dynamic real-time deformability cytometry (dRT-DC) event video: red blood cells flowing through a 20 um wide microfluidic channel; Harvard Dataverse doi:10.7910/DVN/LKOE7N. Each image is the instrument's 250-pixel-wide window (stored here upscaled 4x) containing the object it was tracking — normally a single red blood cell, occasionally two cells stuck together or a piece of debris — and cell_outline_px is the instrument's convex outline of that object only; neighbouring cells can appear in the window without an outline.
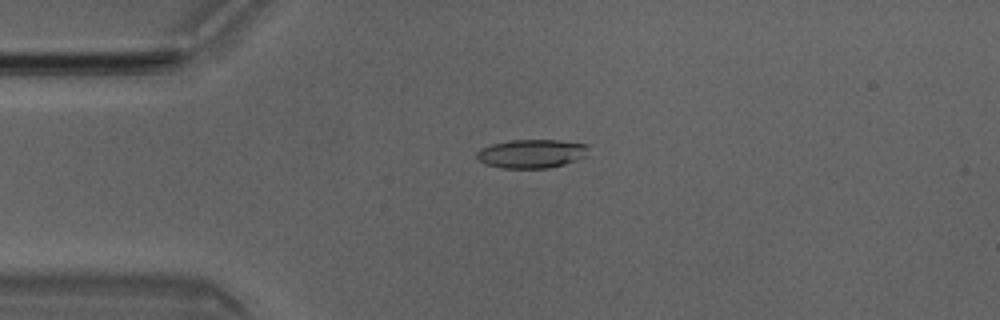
{"species": "Egyptian fruit bat (a non-hibernating species)", "species_latin": "Rousettus aegyptiacus", "temperature_condition": "room temperature", "stored_images_in_passage": 47, "camera_frame_rate_fps": 3000, "um_per_image_px": 0.085, "animal": {"sex": "male"}, "frame": {"image": 1, "passage_image": 8, "time_ms": 2.333, "image_size_px": [1000, 320], "cell_outline_px": [[588, 156], [564, 164], [548, 168], [500, 168], [484, 164], [476, 160], [476, 152], [480, 148], [492, 144], [512, 140], [560, 140], [588, 144]], "centroid_in_image_um": [45.17, 13.06], "position_along_channel_um": 39.8, "area_um2": 18.96}}
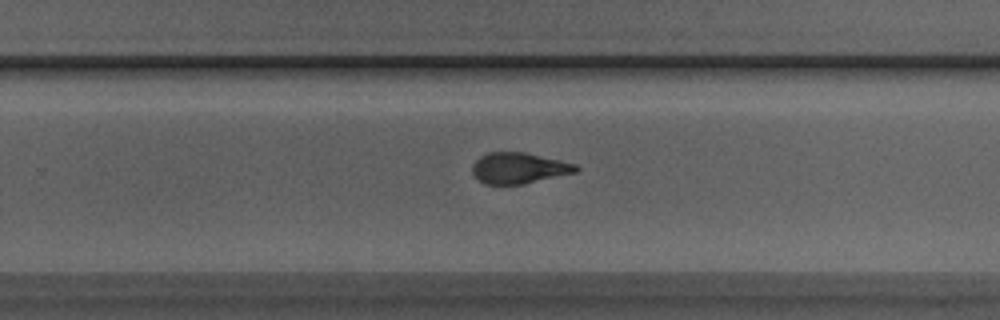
{"frame": {"image": 2, "passage_image": 28, "time_ms": 9.0, "image_size_px": [1000, 320], "cell_outline_px": [[580, 168], [576, 172], [524, 184], [484, 184], [472, 172], [472, 164], [480, 156], [488, 152], [524, 152], [560, 160], [576, 164]], "centroid_in_image_um": [44.1, 14.28], "position_along_channel_um": 285.7, "area_um2": 18.61}}
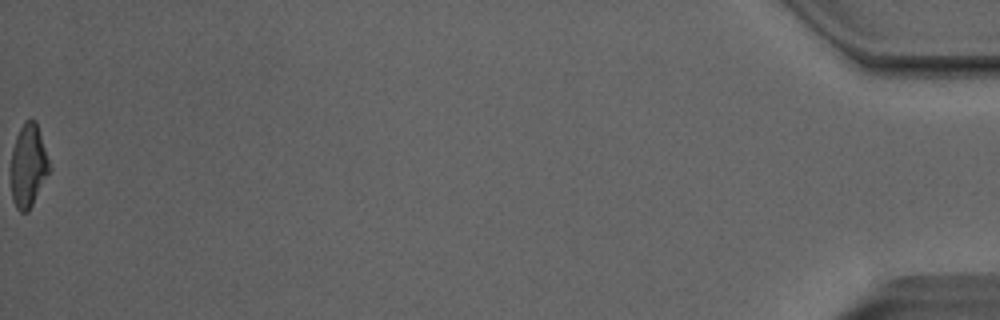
{"frame": {"image": 3, "passage_image": 47, "time_ms": 15.333, "image_size_px": [1000, 320], "cell_outline_px": [[52, 168], [28, 212], [20, 212], [16, 208], [12, 200], [12, 148], [16, 136], [24, 120], [36, 120]], "centroid_in_image_um": [2.43, 14.08], "position_along_channel_um": 432.8, "area_um2": 18.61}, "authors_computed_cell_mechanics": {"area_um2": 19.363, "velocity_mm_per_s": 4.0586, "shape_relaxation_time_tau1_ms": 7.0576, "shape_relaxation_time_tau2_ms": 1.6708, "deformation_change_tau1": 0.1922, "deformation_change_tau2": 0.0869}}